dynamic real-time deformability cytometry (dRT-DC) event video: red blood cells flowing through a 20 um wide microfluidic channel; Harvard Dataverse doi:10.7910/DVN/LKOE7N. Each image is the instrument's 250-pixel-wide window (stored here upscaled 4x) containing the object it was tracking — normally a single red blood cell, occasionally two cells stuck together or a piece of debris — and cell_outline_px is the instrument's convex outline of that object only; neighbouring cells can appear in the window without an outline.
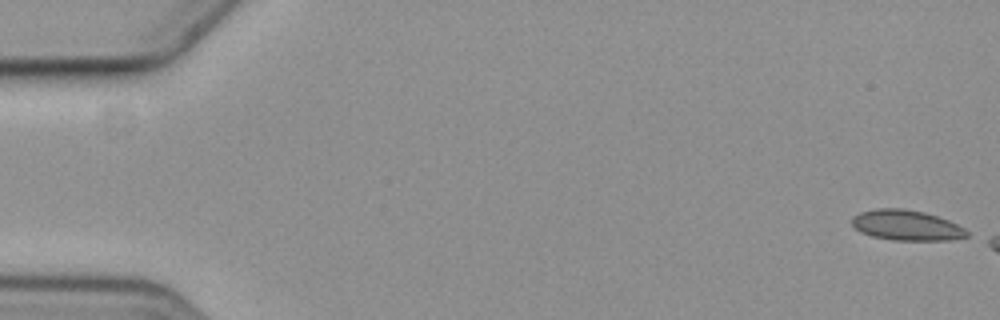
{"species": "common noctule bat (a hibernating species)", "species_latin": "Nyctalus noctula", "temperature_condition": "cold", "stored_images_in_passage": 8, "camera_frame_rate_fps": 3000, "um_per_image_px": 0.085, "animal": {"sex": "female", "body_mass_g": 19.3, "forearm_length_mm": 54.1}, "frame": {"image": 1, "passage_image": 1, "time_ms": 0.0, "image_size_px": [1000, 320], "cell_outline_px": [[968, 236], [952, 240], [892, 240], [872, 236], [860, 232], [852, 224], [852, 216], [860, 212], [876, 208], [904, 208], [924, 212], [948, 220], [964, 228], [968, 232]], "centroid_in_image_um": [77.03, 19.14], "position_along_channel_um": 8.0, "area_um2": 20.35}}